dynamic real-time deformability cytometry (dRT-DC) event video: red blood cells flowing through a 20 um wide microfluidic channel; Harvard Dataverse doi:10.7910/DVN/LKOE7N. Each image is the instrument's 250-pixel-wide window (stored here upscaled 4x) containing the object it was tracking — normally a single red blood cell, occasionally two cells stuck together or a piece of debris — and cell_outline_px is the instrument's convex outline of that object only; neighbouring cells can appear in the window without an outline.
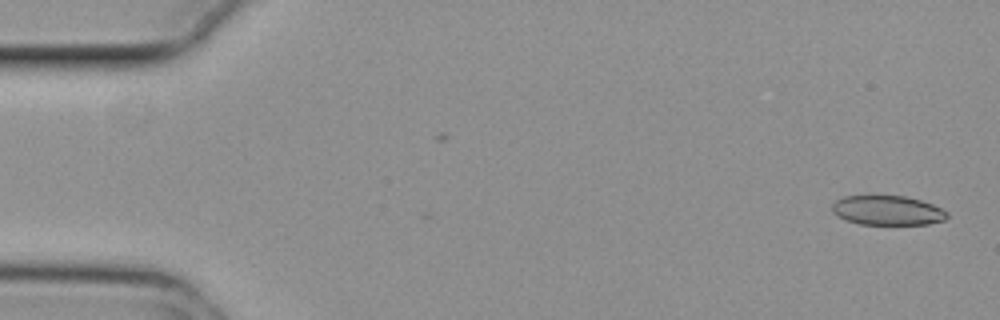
{"species": "common noctule bat (a hibernating species)", "species_latin": "Nyctalus noctula", "temperature_condition": "cold", "stored_images_in_passage": 52, "camera_frame_rate_fps": 3000, "um_per_image_px": 0.085, "animal": {"sex": "female", "body_mass_g": 29.2, "forearm_length_mm": 56.3}, "frame": {"image": 1, "passage_image": 1, "time_ms": 0.0, "image_size_px": [1000, 320], "cell_outline_px": [[948, 216], [944, 220], [928, 224], [860, 224], [836, 216], [832, 212], [832, 204], [836, 200], [844, 196], [868, 192], [904, 196], [920, 200], [932, 204], [948, 212]], "centroid_in_image_um": [75.37, 17.83], "position_along_channel_um": 9.6, "area_um2": 20.52}}
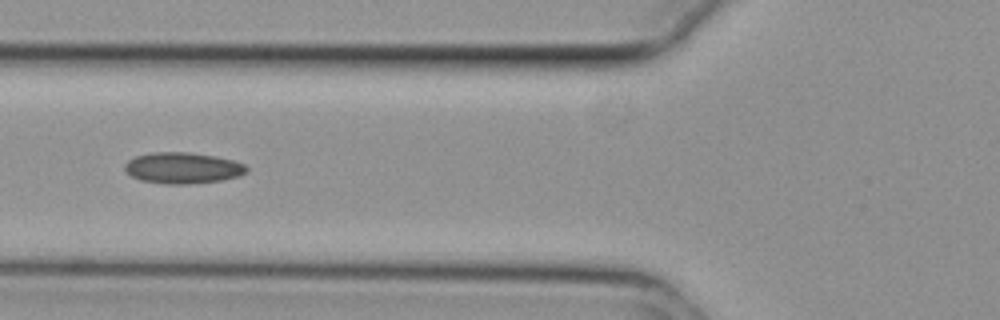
{"frame": {"image": 2, "passage_image": 20, "time_ms": 6.333, "image_size_px": [1000, 320], "cell_outline_px": [[248, 172], [240, 176], [220, 180], [188, 184], [164, 184], [140, 180], [132, 176], [124, 168], [124, 164], [128, 160], [136, 156], [152, 152], [188, 152], [216, 156], [232, 160], [244, 164], [248, 168]], "centroid_in_image_um": [15.54, 14.27], "position_along_channel_um": 110.3, "area_um2": 22.14}}
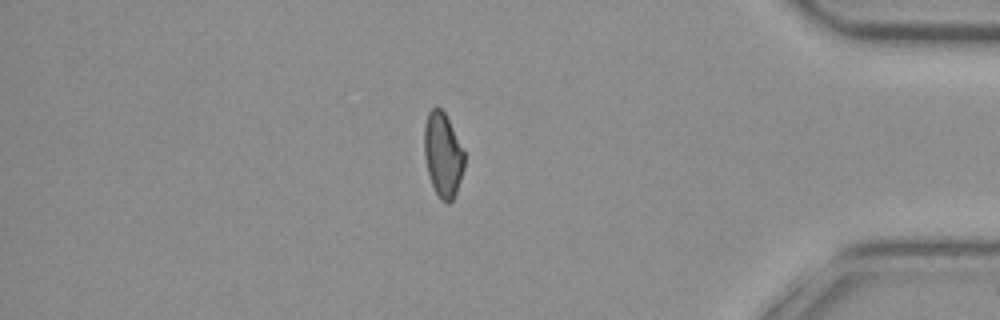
{"frame": {"image": 3, "passage_image": 46, "time_ms": 15.0, "image_size_px": [1000, 320], "cell_outline_px": [[464, 168], [456, 192], [452, 200], [448, 204], [440, 200], [432, 184], [428, 172], [424, 156], [424, 124], [428, 112], [436, 104], [444, 112], [464, 152]], "centroid_in_image_um": [37.62, 13.15], "position_along_channel_um": 397.6, "area_um2": 19.59}}